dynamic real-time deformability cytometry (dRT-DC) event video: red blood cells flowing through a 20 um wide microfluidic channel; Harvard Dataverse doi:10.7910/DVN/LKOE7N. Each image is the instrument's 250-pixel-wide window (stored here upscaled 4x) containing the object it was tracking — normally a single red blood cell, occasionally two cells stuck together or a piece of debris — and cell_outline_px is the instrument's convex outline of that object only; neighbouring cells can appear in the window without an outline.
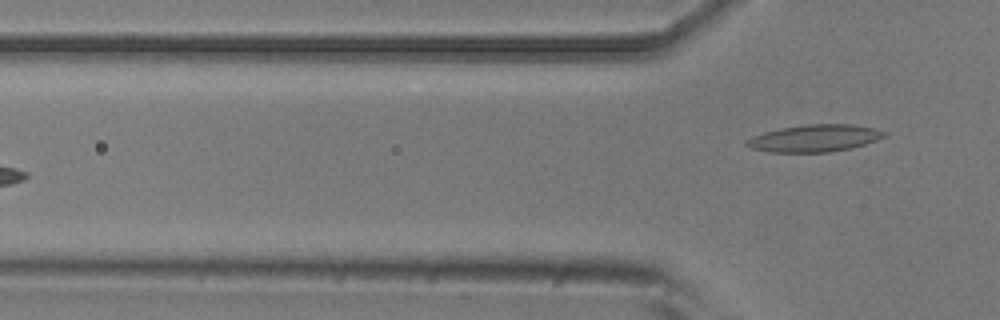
{"species": "common noctule bat (a hibernating species)", "species_latin": "Nyctalus noctula", "temperature_condition": "room temperature", "stored_images_in_passage": 2, "camera_frame_rate_fps": 3000, "um_per_image_px": 0.085, "animal": {"sex": "male", "body_mass_g": 20.5, "forearm_length_mm": 52.5}, "frame": {"image": 1, "passage_image": 2, "time_ms": 0.333, "image_size_px": [1000, 320], "cell_outline_px": [[884, 136], [876, 140], [852, 148], [832, 152], [768, 152], [752, 148], [744, 144], [744, 140], [752, 136], [764, 132], [780, 128], [804, 124], [852, 124], [876, 128], [884, 132]], "centroid_in_image_um": [69.19, 11.75], "position_along_channel_um": 56.6, "area_um2": 21.85}}